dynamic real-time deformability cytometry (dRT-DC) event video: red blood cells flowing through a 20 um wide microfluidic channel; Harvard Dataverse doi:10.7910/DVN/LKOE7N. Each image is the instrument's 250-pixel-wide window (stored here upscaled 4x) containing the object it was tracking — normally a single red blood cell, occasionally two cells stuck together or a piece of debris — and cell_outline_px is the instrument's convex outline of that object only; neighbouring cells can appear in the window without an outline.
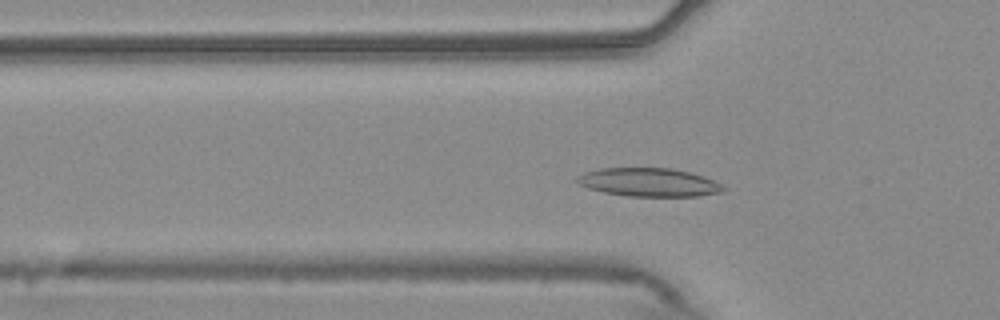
{"species": "common noctule bat (a hibernating species)", "species_latin": "Nyctalus noctula", "temperature_condition": "warm", "stored_images_in_passage": 51, "camera_frame_rate_fps": 3000, "um_per_image_px": 0.085, "animal": {"sex": "male", "body_mass_g": 20.4}, "frame": {"image": 1, "passage_image": 14, "time_ms": 4.333, "image_size_px": [1000, 320], "cell_outline_px": [[728, 188], [724, 192], [700, 196], [628, 196], [604, 192], [588, 188], [580, 184], [576, 180], [576, 176], [584, 172], [600, 168], [672, 168], [692, 172], [704, 176]], "centroid_in_image_um": [55.19, 15.49], "position_along_channel_um": 70.6, "area_um2": 24.39}}
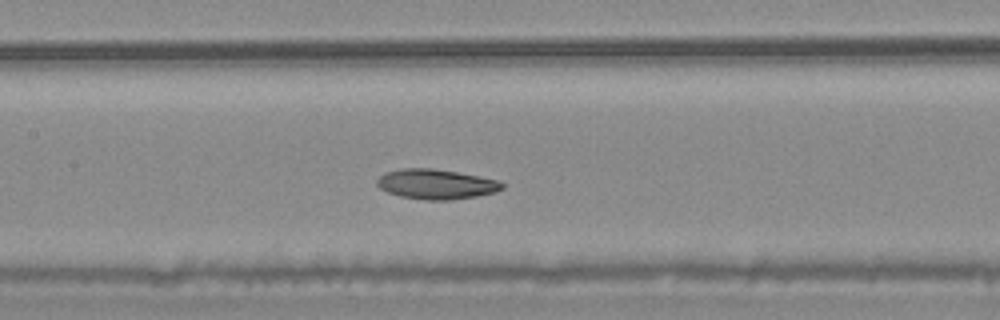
{"frame": {"image": 2, "passage_image": 22, "time_ms": 7.0, "image_size_px": [1000, 320], "cell_outline_px": [[504, 188], [496, 192], [476, 196], [448, 200], [424, 200], [400, 196], [388, 192], [380, 188], [376, 184], [376, 180], [384, 172], [400, 168], [432, 168], [480, 176], [500, 180], [504, 184]], "centroid_in_image_um": [37.07, 15.65], "position_along_channel_um": 170.3, "area_um2": 21.96}}
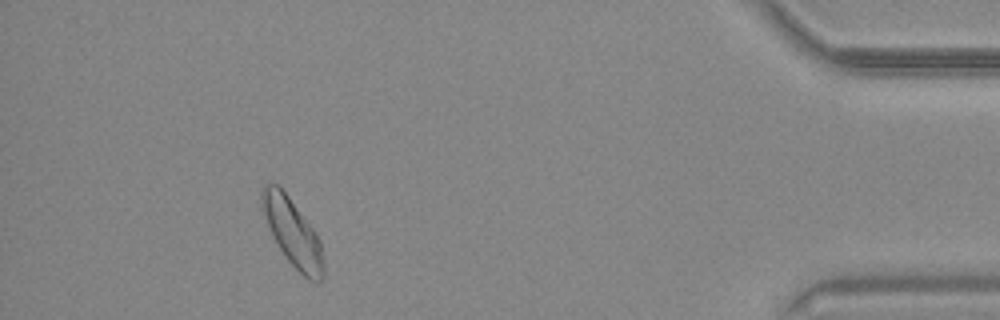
{"frame": {"image": 3, "passage_image": 46, "time_ms": 15.0, "image_size_px": [1000, 320], "cell_outline_px": [[324, 276], [316, 284], [308, 280], [288, 260], [272, 236], [260, 208], [260, 192], [264, 184], [276, 184], [288, 196], [316, 232], [320, 240], [324, 264]], "centroid_in_image_um": [24.86, 19.77], "position_along_channel_um": 410.3, "area_um2": 24.16}}